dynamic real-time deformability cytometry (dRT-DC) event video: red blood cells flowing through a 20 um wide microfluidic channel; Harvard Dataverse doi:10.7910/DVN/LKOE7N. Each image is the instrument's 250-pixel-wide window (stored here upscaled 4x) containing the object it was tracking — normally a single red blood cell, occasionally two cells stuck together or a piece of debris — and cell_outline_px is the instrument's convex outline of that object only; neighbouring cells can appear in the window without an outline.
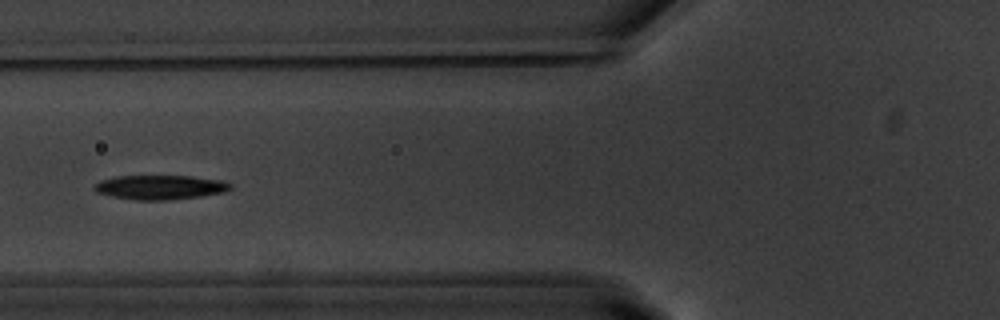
{"species": "common noctule bat (a hibernating species)", "species_latin": "Nyctalus noctula", "temperature_condition": "warm", "stored_images_in_passage": 39, "camera_frame_rate_fps": 3000, "um_per_image_px": 0.085, "animal": {"sex": "male", "body_mass_g": 20.1, "forearm_length_mm": 53.5}, "frame": {"image": 1, "passage_image": 6, "time_ms": 1.667, "image_size_px": [1000, 320], "cell_outline_px": [[232, 188], [224, 192], [200, 196], [164, 200], [136, 200], [112, 196], [96, 192], [92, 188], [100, 180], [116, 176], [192, 176], [220, 180], [232, 184]], "centroid_in_image_um": [13.59, 15.91], "position_along_channel_um": 112.2, "area_um2": 19.19}}
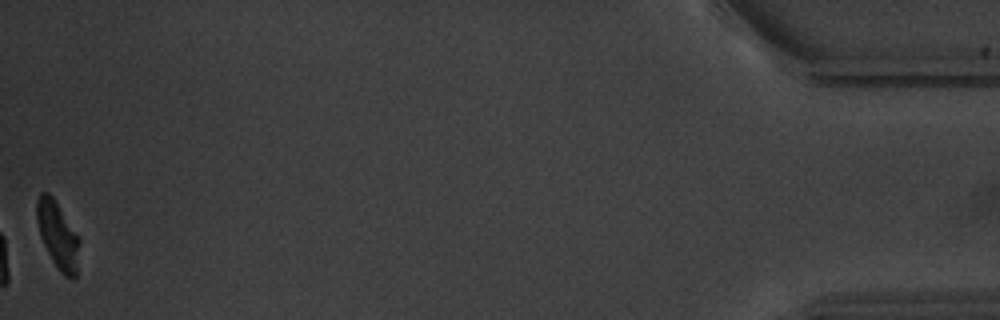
{"frame": {"image": 2, "passage_image": 39, "time_ms": 12.667, "image_size_px": [1000, 320], "cell_outline_px": [[80, 240], [76, 276], [72, 280], [64, 276], [60, 272], [52, 260], [40, 236], [36, 220], [36, 200], [40, 192], [48, 192], [52, 196]], "centroid_in_image_um": [4.89, 20.0], "position_along_channel_um": 430.3, "area_um2": 16.47}, "authors_computed_cell_mechanics": {"area_um2": 19.1318, "velocity_mm_per_s": 3.7043, "shape_relaxation_time_tau1_ms": 2.6681, "shape_relaxation_time_tau2_ms": 8.6587, "deformation_change_tau1": 0.162, "deformation_change_tau2": 0.1317}}